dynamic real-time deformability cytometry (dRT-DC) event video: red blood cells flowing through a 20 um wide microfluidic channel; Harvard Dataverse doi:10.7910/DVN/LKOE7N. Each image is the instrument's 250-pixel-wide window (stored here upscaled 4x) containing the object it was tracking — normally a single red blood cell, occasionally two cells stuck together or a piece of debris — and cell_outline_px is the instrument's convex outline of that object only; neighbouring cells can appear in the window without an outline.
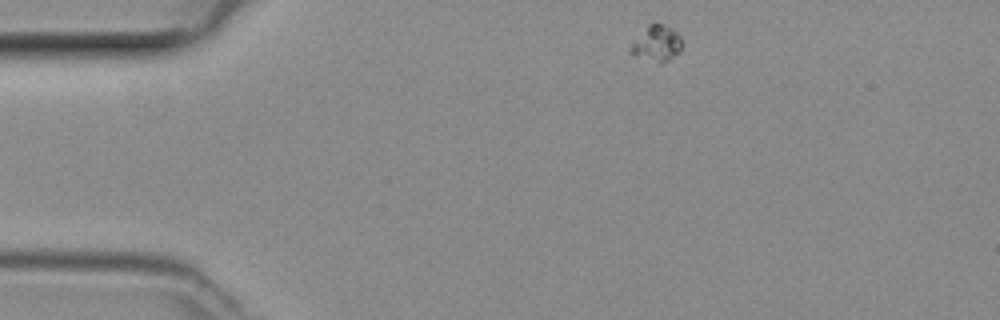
{"species": "common noctule bat (a hibernating species)", "species_latin": "Nyctalus noctula", "temperature_condition": "room temperature", "stored_images_in_passage": 6, "camera_frame_rate_fps": 3000, "um_per_image_px": 0.085, "animal": {"sex": "female", "body_mass_g": 29.2, "forearm_length_mm": 56.3}, "frame": {"image": 1, "passage_image": 1, "time_ms": 0.0, "image_size_px": [1000, 320], "cell_outline_px": [[680, 52], [668, 60], [660, 64], [632, 56], [628, 52], [628, 48], [648, 24], [660, 24], [672, 28], [680, 36]], "centroid_in_image_um": [55.76, 3.74], "position_along_channel_um": 29.2, "area_um2": 10.75}}